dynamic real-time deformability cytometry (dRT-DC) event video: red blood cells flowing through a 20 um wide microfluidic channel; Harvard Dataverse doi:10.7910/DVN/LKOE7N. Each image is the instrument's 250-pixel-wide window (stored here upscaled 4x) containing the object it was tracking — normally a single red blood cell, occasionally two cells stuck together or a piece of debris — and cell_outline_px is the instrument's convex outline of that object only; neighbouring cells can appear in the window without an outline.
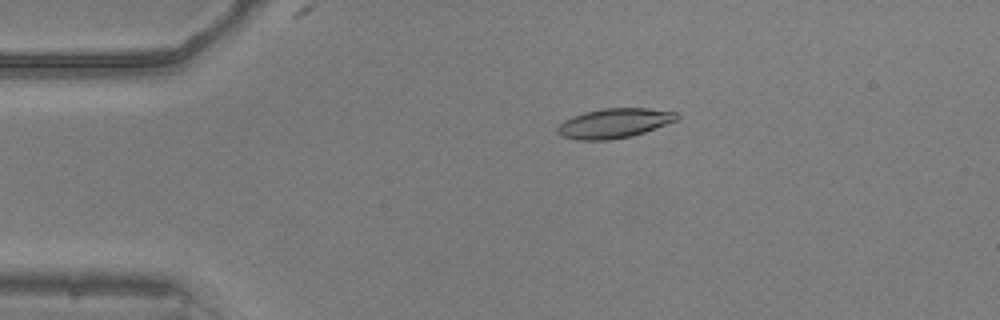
{"species": "common noctule bat (a hibernating species)", "species_latin": "Nyctalus noctula", "temperature_condition": "warm", "stored_images_in_passage": 52, "camera_frame_rate_fps": 3000, "um_per_image_px": 0.085, "animal": {"sex": "male", "body_mass_g": 20.5, "forearm_length_mm": 52.5}, "frame": {"image": 1, "passage_image": 10, "time_ms": 3.0, "image_size_px": [1000, 320], "cell_outline_px": [[680, 116], [676, 120], [644, 132], [632, 136], [608, 140], [576, 140], [564, 136], [556, 132], [556, 128], [564, 120], [572, 116], [584, 112], [604, 108], [648, 108], [676, 112]], "centroid_in_image_um": [52.18, 10.47], "position_along_channel_um": 32.8, "area_um2": 20.52}}
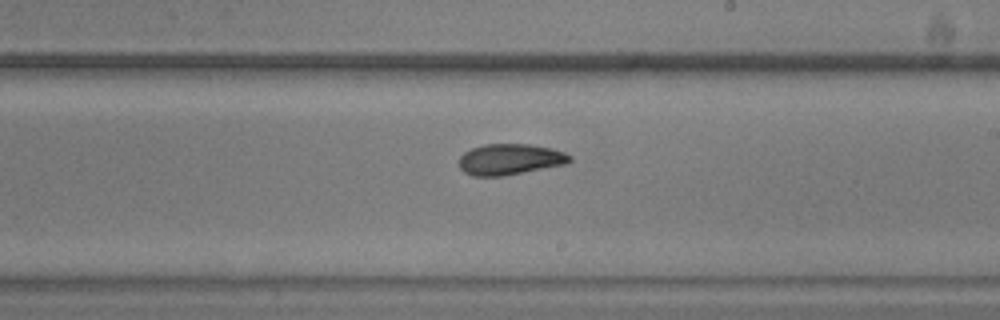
{"frame": {"image": 2, "passage_image": 30, "time_ms": 9.667, "image_size_px": [1000, 320], "cell_outline_px": [[572, 160], [568, 164], [504, 176], [472, 176], [464, 172], [460, 168], [460, 156], [464, 152], [472, 148], [484, 144], [532, 144], [552, 148], [564, 152], [572, 156]], "centroid_in_image_um": [43.38, 13.54], "position_along_channel_um": 245.6, "area_um2": 20.23}}
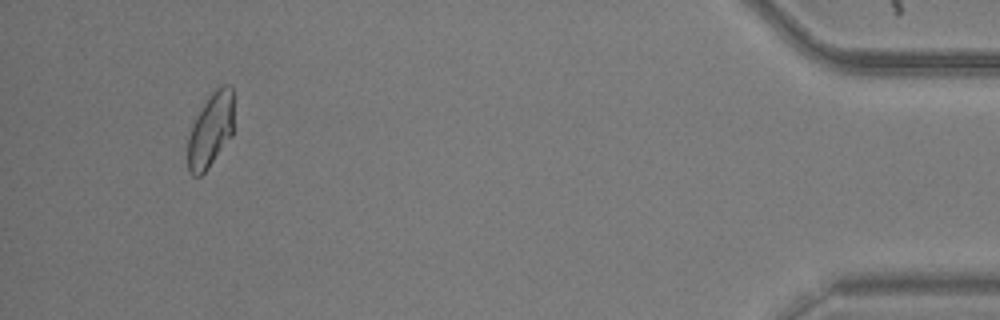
{"frame": {"image": 3, "passage_image": 49, "time_ms": 16.0, "image_size_px": [1000, 320], "cell_outline_px": [[232, 136], [208, 168], [200, 176], [192, 176], [188, 172], [188, 136], [192, 124], [196, 116], [208, 96], [216, 88], [224, 84], [228, 84], [232, 88]], "centroid_in_image_um": [17.88, 11.07], "position_along_channel_um": 417.3, "area_um2": 19.88}, "authors_computed_cell_mechanics": {"area_um2": 20.23, "velocity_mm_per_s": 3.839, "shape_relaxation_time_tau1_ms": 2.7836, "shape_relaxation_time_tau2_ms": 2.1299, "deformation_change_tau1": 0.1373, "deformation_change_tau2": 0.0849}}